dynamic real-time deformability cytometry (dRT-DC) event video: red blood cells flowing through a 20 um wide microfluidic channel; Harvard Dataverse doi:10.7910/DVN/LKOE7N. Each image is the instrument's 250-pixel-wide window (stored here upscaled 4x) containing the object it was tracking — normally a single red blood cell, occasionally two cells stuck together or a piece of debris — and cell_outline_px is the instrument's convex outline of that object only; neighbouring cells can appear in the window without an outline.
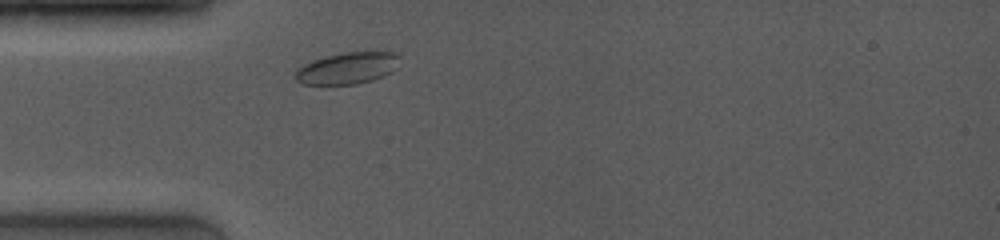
{"species": "common noctule bat (a hibernating species)", "species_latin": "Nyctalus noctula", "temperature_condition": "room temperature", "stored_images_in_passage": 4, "camera_frame_rate_fps": 4000, "um_per_image_px": 0.085, "animal": {"sex": "female", "body_mass_g": 19.0, "forearm_length_mm": 53.3}, "frame": {"image": 1, "passage_image": 1, "time_ms": 0.0, "image_size_px": [1000, 240], "cell_outline_px": [[400, 56], [396, 68], [392, 72], [384, 76], [372, 80], [356, 84], [304, 84], [296, 80], [296, 68], [312, 60], [344, 52], [396, 52]], "centroid_in_image_um": [29.56, 5.79], "position_along_channel_um": 55.4, "area_um2": 19.19}}